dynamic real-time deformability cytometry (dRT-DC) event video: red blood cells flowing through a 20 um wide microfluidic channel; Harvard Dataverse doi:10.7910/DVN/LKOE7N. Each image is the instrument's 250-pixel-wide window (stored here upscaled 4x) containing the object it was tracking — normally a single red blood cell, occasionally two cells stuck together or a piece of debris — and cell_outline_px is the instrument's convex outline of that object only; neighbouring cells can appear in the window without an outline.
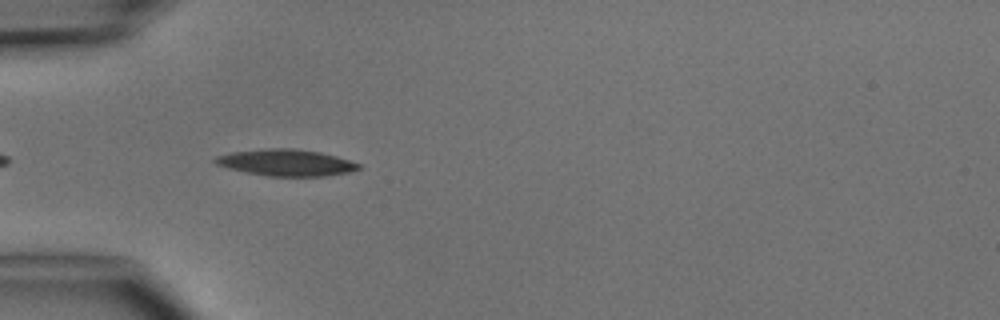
{"species": "common noctule bat (a hibernating species)", "species_latin": "Nyctalus noctula", "temperature_condition": "cold", "stored_images_in_passage": 6, "camera_frame_rate_fps": 3000, "um_per_image_px": 0.085, "animal": {"sex": "male", "body_mass_g": 15.6}, "frame": {"image": 1, "passage_image": 4, "time_ms": 4.333, "image_size_px": [1000, 320], "cell_outline_px": [[364, 168], [348, 172], [324, 176], [268, 176], [228, 168], [216, 164], [212, 160], [216, 156], [232, 152], [264, 148], [292, 148], [320, 152], [336, 156], [360, 164]], "centroid_in_image_um": [24.32, 13.82], "position_along_channel_um": 60.7, "area_um2": 22.14}}
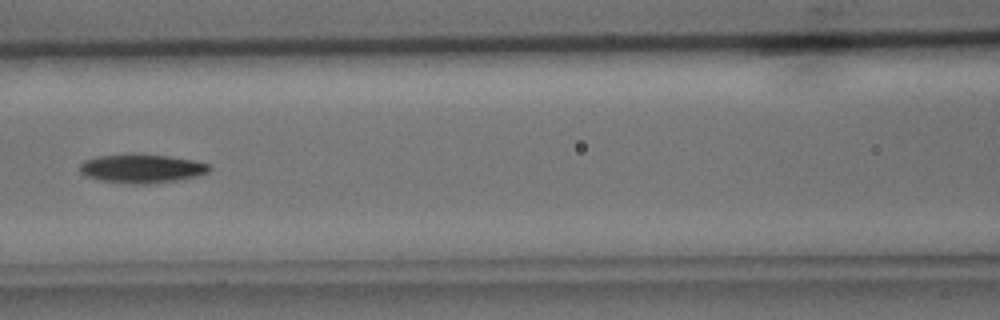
{"frame": {"image": 2, "passage_image": 6, "time_ms": 6.667, "image_size_px": [1000, 320], "cell_outline_px": [[212, 168], [208, 172], [196, 176], [176, 180], [148, 184], [132, 184], [100, 180], [84, 176], [80, 172], [80, 164], [84, 160], [96, 156], [132, 152], [168, 156], [192, 160], [208, 164]], "centroid_in_image_um": [11.99, 14.3], "position_along_channel_um": 154.6, "area_um2": 22.08}}